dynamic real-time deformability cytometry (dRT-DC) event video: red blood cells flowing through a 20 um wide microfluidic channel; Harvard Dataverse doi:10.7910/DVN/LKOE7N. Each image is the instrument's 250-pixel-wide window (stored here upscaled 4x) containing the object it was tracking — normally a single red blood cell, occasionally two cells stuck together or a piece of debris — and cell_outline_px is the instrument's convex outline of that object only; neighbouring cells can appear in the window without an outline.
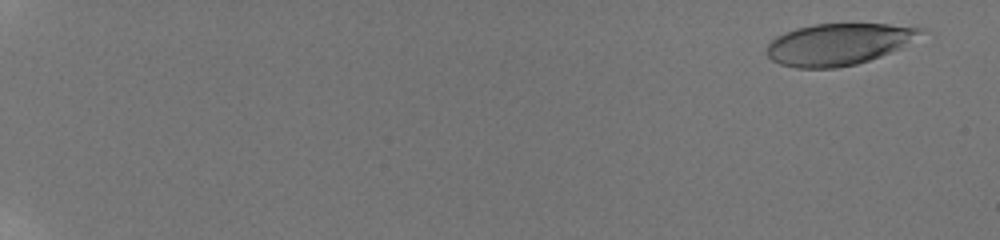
{"species": "human", "species_latin": "Homo sapiens", "temperature_condition": "room temperature", "stored_images_in_passage": 59, "camera_frame_rate_fps": 3000, "um_per_image_px": 0.085, "donor": {"sex": "male"}, "frame": {"image": 1, "passage_image": 4, "time_ms": 1.0, "image_size_px": [1000, 240], "cell_outline_px": [[924, 28], [920, 32], [900, 48], [880, 56], [856, 64], [836, 68], [796, 68], [780, 64], [772, 60], [768, 56], [768, 44], [776, 36], [796, 28], [812, 24], [888, 24]], "centroid_in_image_um": [71.2, 3.76], "position_along_channel_um": 13.8, "area_um2": 36.76}}
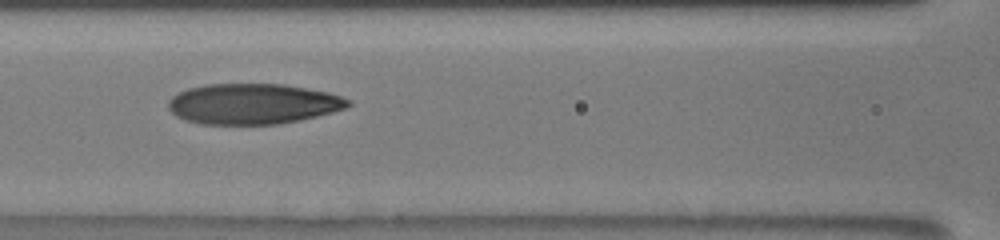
{"frame": {"image": 2, "passage_image": 32, "time_ms": 10.333, "image_size_px": [1000, 240], "cell_outline_px": [[352, 104], [348, 108], [300, 120], [280, 124], [200, 124], [184, 120], [176, 116], [168, 108], [168, 100], [172, 96], [188, 88], [208, 84], [284, 84], [328, 92], [340, 96], [348, 100]], "centroid_in_image_um": [21.49, 8.83], "position_along_channel_um": 145.1, "area_um2": 42.54}}
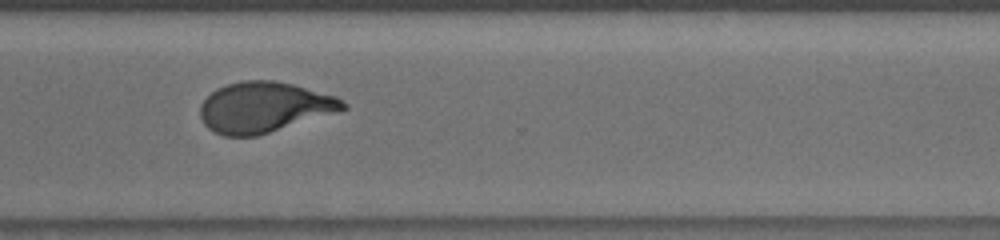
{"frame": {"image": 3, "passage_image": 48, "time_ms": 15.667, "image_size_px": [1000, 240], "cell_outline_px": [[348, 108], [256, 136], [224, 136], [208, 128], [204, 124], [200, 116], [200, 104], [216, 88], [228, 84], [244, 80], [272, 80], [292, 84], [336, 96], [348, 104]], "centroid_in_image_um": [22.42, 9.11], "position_along_channel_um": 348.2, "area_um2": 41.56}, "authors_computed_cell_mechanics": {"area_um2": 41.038, "velocity_mm_per_s": 3.8126, "shape_relaxation_time_tau1_ms": 4.4659, "shape_relaxation_time_tau2_ms": 1.3487, "deformation_change_tau1": 0.222, "deformation_change_tau2": 0.0794}}